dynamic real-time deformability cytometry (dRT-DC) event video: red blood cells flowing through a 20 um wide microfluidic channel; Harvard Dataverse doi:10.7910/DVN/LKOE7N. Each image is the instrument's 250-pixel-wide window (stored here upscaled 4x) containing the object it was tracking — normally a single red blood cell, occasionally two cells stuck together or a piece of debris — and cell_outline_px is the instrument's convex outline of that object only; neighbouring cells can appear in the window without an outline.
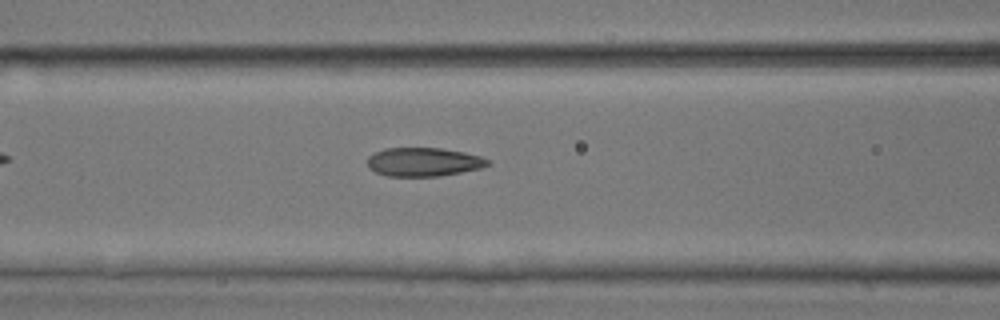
{"species": "common noctule bat (a hibernating species)", "species_latin": "Nyctalus noctula", "temperature_condition": "room temperature", "stored_images_in_passage": 34, "camera_frame_rate_fps": 3000, "um_per_image_px": 0.085, "animal": {"sex": "male", "body_mass_g": 17.9, "forearm_length_mm": 54.2}, "frame": {"image": 1, "passage_image": 5, "time_ms": 1.333, "image_size_px": [1000, 320], "cell_outline_px": [[488, 164], [480, 168], [440, 176], [384, 176], [368, 168], [368, 156], [384, 148], [440, 148], [464, 152], [480, 156], [488, 160]], "centroid_in_image_um": [35.95, 13.77], "position_along_channel_um": 130.6, "area_um2": 20.0}}
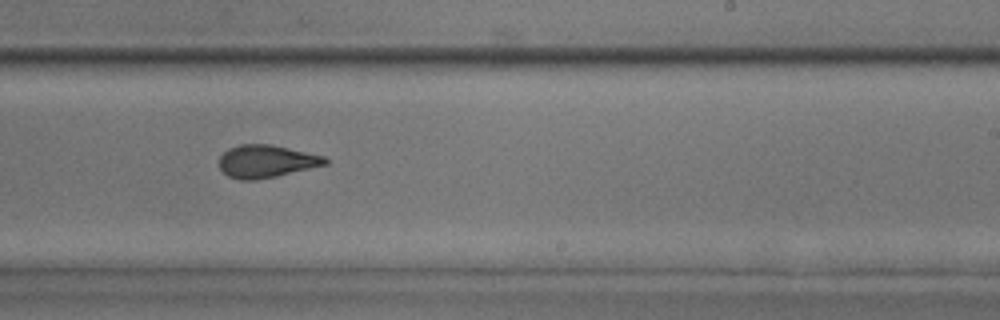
{"frame": {"image": 2, "passage_image": 15, "time_ms": 4.667, "image_size_px": [1000, 320], "cell_outline_px": [[328, 164], [276, 176], [256, 180], [240, 180], [228, 176], [220, 168], [220, 156], [228, 148], [240, 144], [272, 144], [324, 156], [328, 160]], "centroid_in_image_um": [22.63, 13.7], "position_along_channel_um": 266.4, "area_um2": 20.11}}
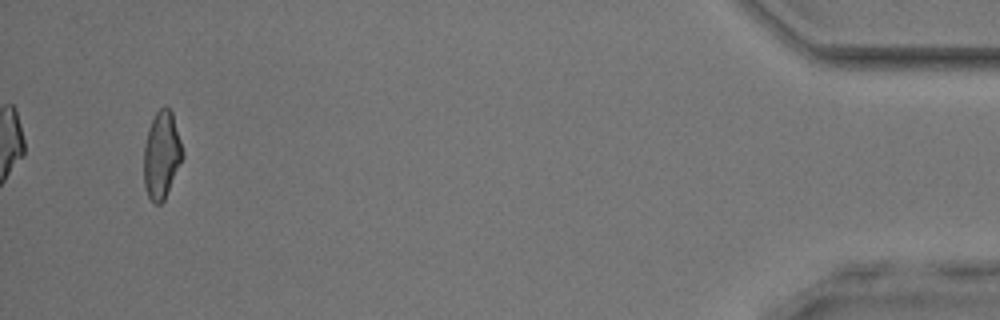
{"frame": {"image": 3, "passage_image": 32, "time_ms": 10.333, "image_size_px": [1000, 320], "cell_outline_px": [[184, 156], [164, 200], [160, 204], [156, 204], [148, 196], [144, 188], [144, 144], [148, 128], [156, 112], [164, 104], [172, 112], [184, 152]], "centroid_in_image_um": [13.74, 13.16], "position_along_channel_um": 421.5, "area_um2": 19.77}}